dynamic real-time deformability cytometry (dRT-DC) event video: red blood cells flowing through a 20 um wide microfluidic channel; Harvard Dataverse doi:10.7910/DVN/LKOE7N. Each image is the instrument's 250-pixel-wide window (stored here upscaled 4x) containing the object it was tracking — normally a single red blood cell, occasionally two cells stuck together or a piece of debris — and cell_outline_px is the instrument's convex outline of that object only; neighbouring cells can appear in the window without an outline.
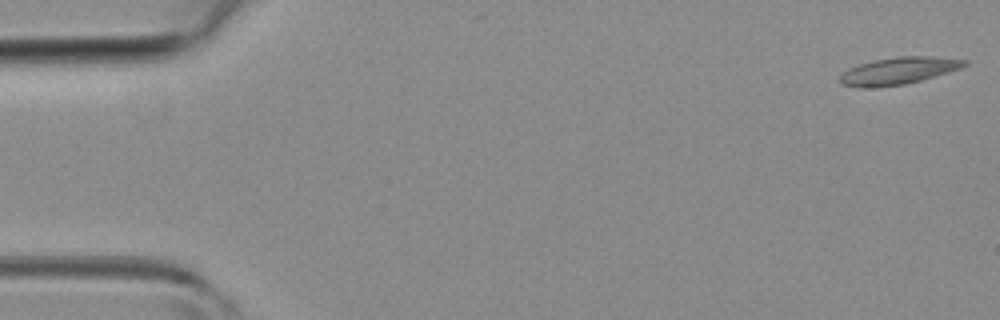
{"species": "common noctule bat (a hibernating species)", "species_latin": "Nyctalus noctula", "temperature_condition": "room temperature", "stored_images_in_passage": 43, "camera_frame_rate_fps": 3000, "um_per_image_px": 0.085, "animal": {"sex": "female", "body_mass_g": 19.3, "forearm_length_mm": 54.1}, "frame": {"image": 1, "passage_image": 1, "time_ms": 0.0, "image_size_px": [1000, 320], "cell_outline_px": [[968, 64], [960, 68], [948, 72], [920, 80], [904, 84], [860, 88], [840, 84], [840, 76], [848, 68], [860, 64], [876, 60], [896, 56], [932, 56], [968, 60]], "centroid_in_image_um": [76.37, 6.01], "position_along_channel_um": 8.6, "area_um2": 19.42}}
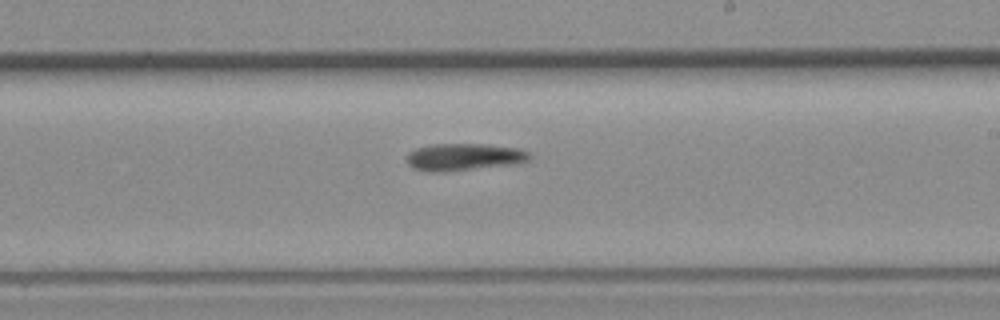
{"frame": {"image": 2, "passage_image": 25, "time_ms": 8.0, "image_size_px": [1000, 320], "cell_outline_px": [[532, 156], [528, 160], [520, 164], [444, 172], [432, 172], [412, 168], [408, 164], [408, 152], [416, 148], [432, 144], [488, 144], [516, 148], [528, 152]], "centroid_in_image_um": [39.46, 13.35], "position_along_channel_um": 249.5, "area_um2": 19.65}}
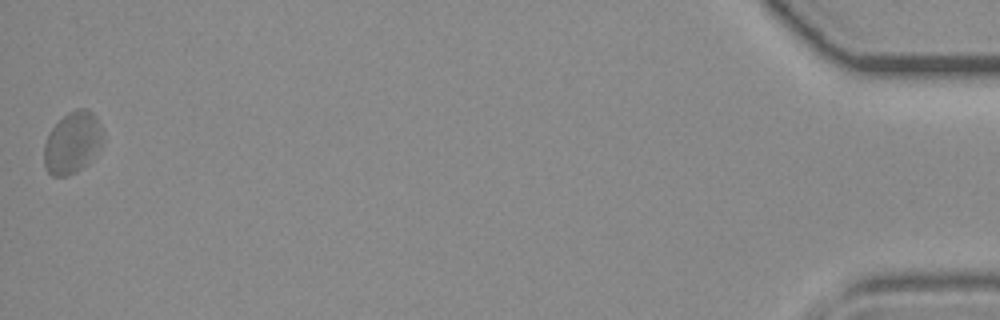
{"frame": {"image": 3, "passage_image": 43, "time_ms": 14.0, "image_size_px": [1000, 320], "cell_outline_px": [[104, 140], [100, 148], [88, 164], [76, 172], [68, 176], [52, 176], [48, 172], [44, 164], [44, 144], [52, 128], [68, 112], [76, 108], [88, 108], [96, 116], [104, 132]], "centroid_in_image_um": [6.19, 12.12], "position_along_channel_um": 429.0, "area_um2": 21.44}}